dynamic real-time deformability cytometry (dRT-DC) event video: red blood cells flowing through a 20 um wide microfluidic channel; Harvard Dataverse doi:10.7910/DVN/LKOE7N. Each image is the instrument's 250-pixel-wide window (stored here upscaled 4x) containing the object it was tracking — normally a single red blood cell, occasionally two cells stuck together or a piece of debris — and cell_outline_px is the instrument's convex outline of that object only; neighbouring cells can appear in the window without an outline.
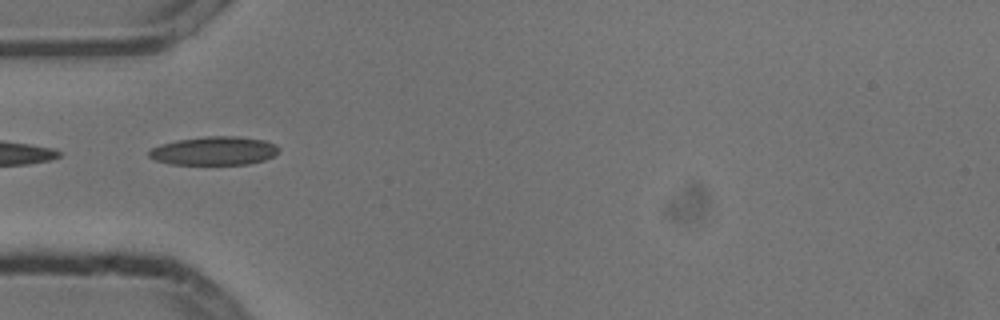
{"species": "common noctule bat (a hibernating species)", "species_latin": "Nyctalus noctula", "temperature_condition": "cold", "stored_images_in_passage": 7, "camera_frame_rate_fps": 3000, "um_per_image_px": 0.085, "animal": {"sex": "male", "body_mass_g": 13.3}, "frame": {"image": 1, "passage_image": 5, "time_ms": 1.333, "image_size_px": [1000, 320], "cell_outline_px": [[280, 148], [272, 156], [264, 160], [248, 164], [168, 164], [156, 160], [148, 156], [148, 152], [152, 148], [160, 144], [176, 140], [204, 136], [236, 136], [264, 140], [276, 144]], "centroid_in_image_um": [18.18, 12.81], "position_along_channel_um": 66.8, "area_um2": 21.62}}
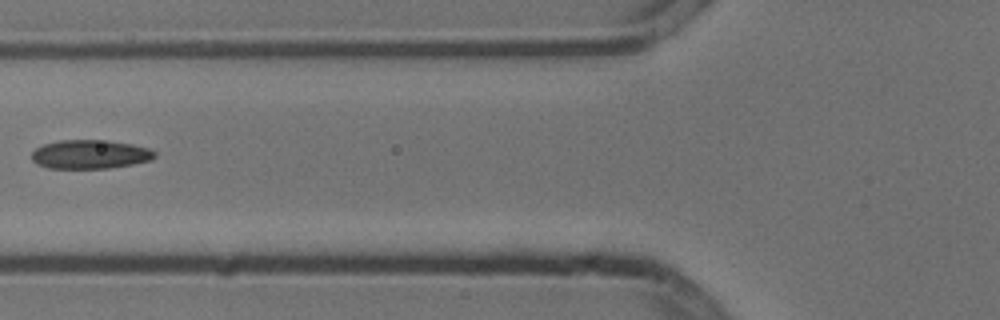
{"frame": {"image": 2, "passage_image": 6, "time_ms": 1.667, "image_size_px": [1000, 320], "cell_outline_px": [[156, 156], [152, 160], [132, 164], [108, 168], [48, 168], [36, 164], [32, 160], [32, 152], [36, 148], [44, 144], [56, 140], [108, 140], [132, 144], [152, 148], [156, 152]], "centroid_in_image_um": [7.68, 13.11], "position_along_channel_um": 118.1, "area_um2": 20.92}}
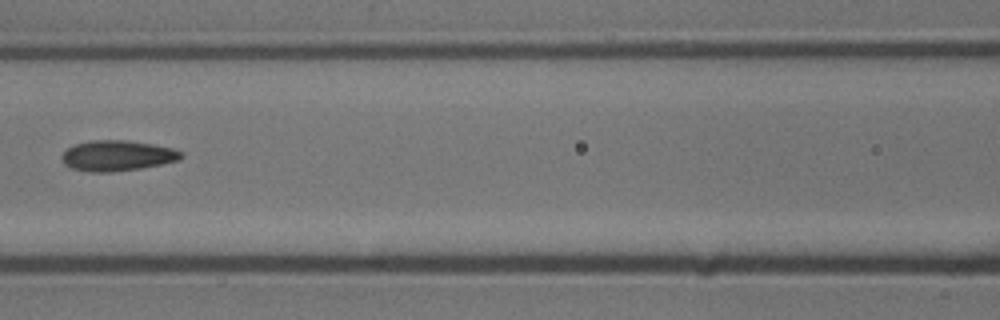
{"frame": {"image": 3, "passage_image": 7, "time_ms": 2.0, "image_size_px": [1000, 320], "cell_outline_px": [[184, 156], [180, 160], [140, 168], [112, 172], [92, 172], [72, 168], [64, 164], [64, 152], [68, 148], [76, 144], [92, 140], [128, 140], [152, 144], [172, 148], [184, 152]], "centroid_in_image_um": [10.02, 13.23], "position_along_channel_um": 156.6, "area_um2": 21.04}}